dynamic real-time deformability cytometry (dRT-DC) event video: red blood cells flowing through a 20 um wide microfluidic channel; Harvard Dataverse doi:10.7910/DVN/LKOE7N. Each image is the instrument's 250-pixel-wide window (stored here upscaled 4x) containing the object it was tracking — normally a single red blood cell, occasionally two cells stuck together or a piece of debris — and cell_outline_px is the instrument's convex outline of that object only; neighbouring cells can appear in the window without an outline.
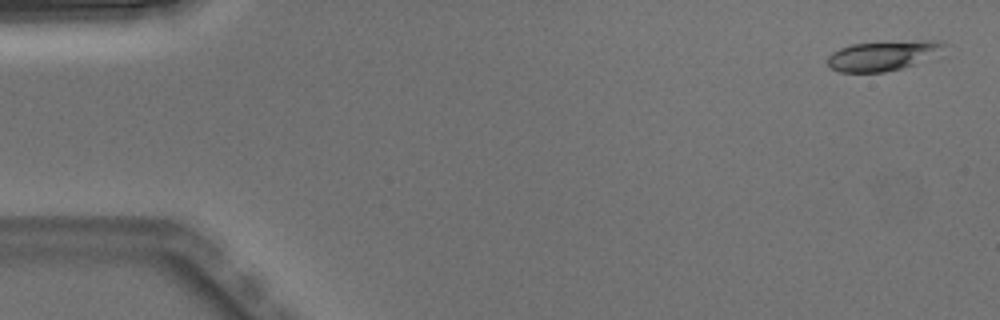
{"species": "Egyptian fruit bat (a non-hibernating species)", "species_latin": "Rousettus aegyptiacus", "temperature_condition": "warm", "stored_images_in_passage": 5, "camera_frame_rate_fps": 3000, "um_per_image_px": 0.085, "animal": {"sex": "male"}, "frame": {"image": 1, "passage_image": 1, "time_ms": 0.0, "image_size_px": [1000, 320], "cell_outline_px": [[952, 44], [944, 56], [904, 68], [884, 72], [840, 72], [832, 68], [828, 64], [828, 56], [832, 52], [840, 48], [852, 44], [916, 40], [940, 40]], "centroid_in_image_um": [75.31, 4.71], "position_along_channel_um": 9.7, "area_um2": 21.33}}
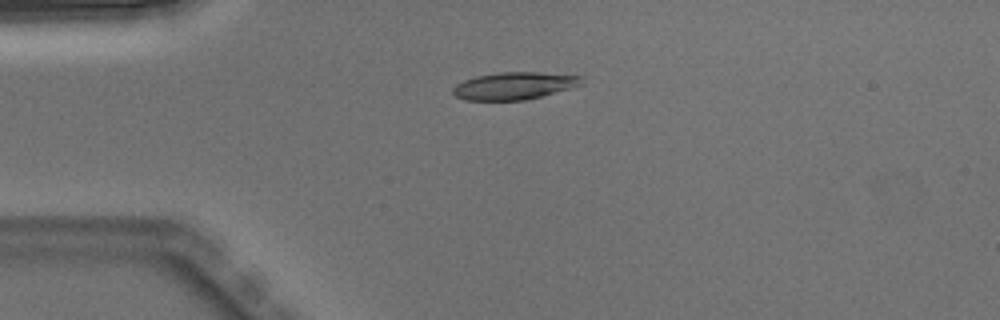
{"frame": {"image": 2, "passage_image": 4, "time_ms": 1.0, "image_size_px": [1000, 320], "cell_outline_px": [[584, 84], [540, 96], [524, 100], [464, 100], [456, 96], [452, 92], [452, 88], [456, 84], [464, 80], [476, 76], [500, 72], [540, 72], [584, 76]], "centroid_in_image_um": [43.72, 7.28], "position_along_channel_um": 41.3, "area_um2": 20.52}}